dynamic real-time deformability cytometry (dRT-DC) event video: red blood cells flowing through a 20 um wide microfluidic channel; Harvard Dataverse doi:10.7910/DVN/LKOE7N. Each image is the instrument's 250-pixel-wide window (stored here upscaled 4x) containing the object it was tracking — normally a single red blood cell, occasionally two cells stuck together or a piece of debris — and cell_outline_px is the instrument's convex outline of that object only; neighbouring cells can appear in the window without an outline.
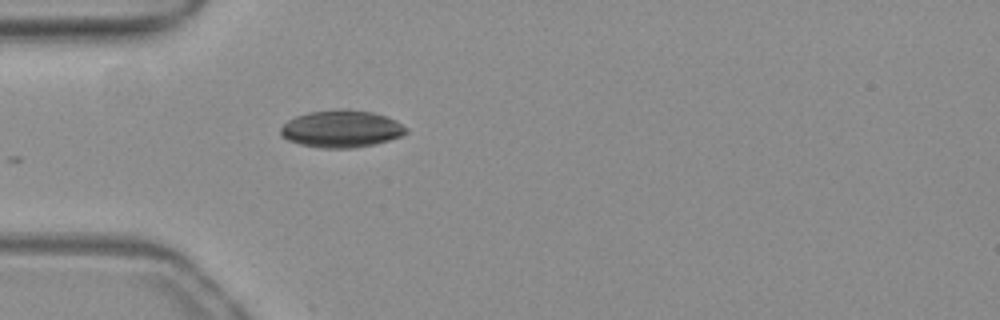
{"species": "common noctule bat (a hibernating species)", "species_latin": "Nyctalus noctula", "temperature_condition": "warm", "stored_images_in_passage": 5, "camera_frame_rate_fps": 3000, "um_per_image_px": 0.085, "animal": {"sex": "female", "body_mass_g": 19.3, "forearm_length_mm": 54.1}, "frame": {"image": 1, "passage_image": 1, "time_ms": 0.0, "image_size_px": [1000, 320], "cell_outline_px": [[408, 132], [400, 136], [376, 144], [352, 148], [320, 148], [300, 144], [288, 140], [280, 136], [280, 128], [288, 120], [296, 116], [308, 112], [336, 108], [348, 108], [372, 112], [388, 116], [396, 120], [408, 128]], "centroid_in_image_um": [29.02, 10.93], "position_along_channel_um": 56.0, "area_um2": 27.63}}
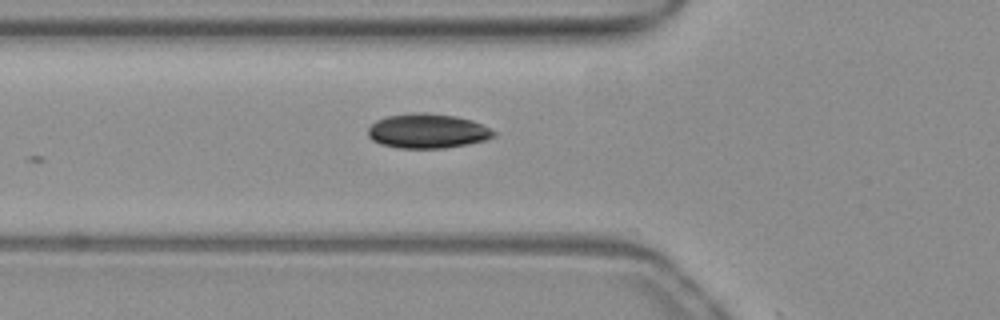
{"frame": {"image": 2, "passage_image": 4, "time_ms": 1.0, "image_size_px": [1000, 320], "cell_outline_px": [[496, 136], [484, 140], [468, 144], [444, 148], [396, 148], [380, 144], [372, 140], [368, 136], [368, 128], [376, 120], [388, 116], [412, 112], [428, 112], [456, 116], [472, 120], [496, 132]], "centroid_in_image_um": [36.31, 11.13], "position_along_channel_um": 89.5, "area_um2": 25.43}}